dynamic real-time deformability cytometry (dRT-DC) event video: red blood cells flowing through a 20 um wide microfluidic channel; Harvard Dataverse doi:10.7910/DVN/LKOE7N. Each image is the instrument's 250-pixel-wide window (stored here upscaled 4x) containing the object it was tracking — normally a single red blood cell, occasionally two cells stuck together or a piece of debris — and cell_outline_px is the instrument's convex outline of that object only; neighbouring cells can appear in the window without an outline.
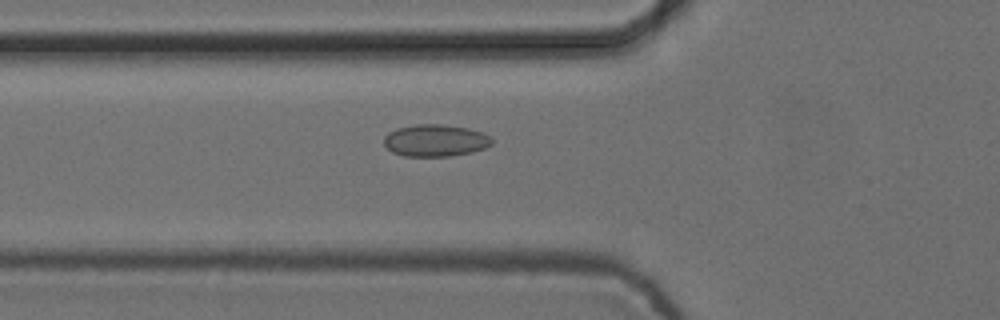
{"species": "common noctule bat (a hibernating species)", "species_latin": "Nyctalus noctula", "temperature_condition": "cold", "stored_images_in_passage": 51, "camera_frame_rate_fps": 3000, "um_per_image_px": 0.085, "animal": {"sex": "female", "body_mass_g": 24.6, "forearm_length_mm": 56.2}, "frame": {"image": 1, "passage_image": 20, "time_ms": 6.333, "image_size_px": [1000, 320], "cell_outline_px": [[492, 144], [484, 148], [472, 152], [452, 156], [404, 156], [392, 152], [384, 144], [384, 136], [388, 132], [396, 128], [416, 124], [444, 124], [468, 128], [492, 136]], "centroid_in_image_um": [37.0, 11.93], "position_along_channel_um": 88.8, "area_um2": 20.29}}
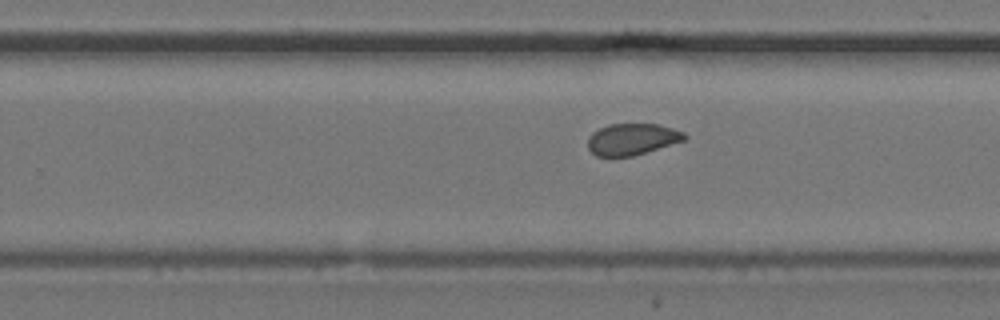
{"frame": {"image": 2, "passage_image": 35, "time_ms": 11.333, "image_size_px": [1000, 320], "cell_outline_px": [[688, 136], [684, 140], [632, 156], [596, 156], [588, 148], [588, 136], [592, 132], [608, 124], [660, 124], [684, 132]], "centroid_in_image_um": [53.71, 11.82], "position_along_channel_um": 276.1, "area_um2": 17.63}}
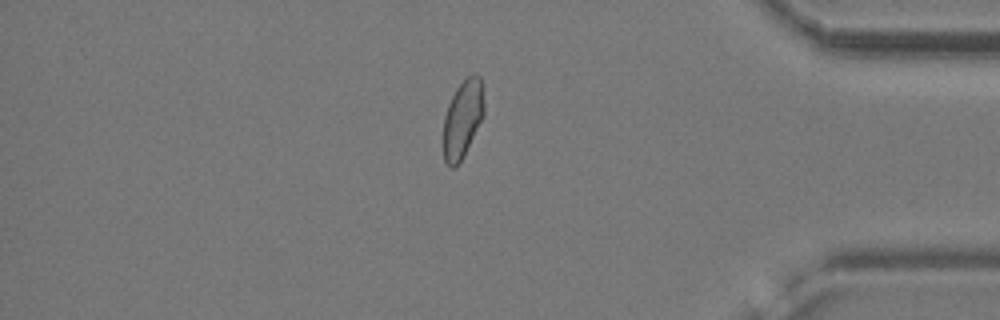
{"frame": {"image": 3, "passage_image": 47, "time_ms": 15.333, "image_size_px": [1000, 320], "cell_outline_px": [[484, 116], [464, 156], [456, 168], [452, 168], [444, 160], [444, 116], [448, 104], [456, 88], [468, 76], [480, 76], [484, 104]], "centroid_in_image_um": [39.33, 10.15], "position_along_channel_um": 395.9, "area_um2": 18.32}}